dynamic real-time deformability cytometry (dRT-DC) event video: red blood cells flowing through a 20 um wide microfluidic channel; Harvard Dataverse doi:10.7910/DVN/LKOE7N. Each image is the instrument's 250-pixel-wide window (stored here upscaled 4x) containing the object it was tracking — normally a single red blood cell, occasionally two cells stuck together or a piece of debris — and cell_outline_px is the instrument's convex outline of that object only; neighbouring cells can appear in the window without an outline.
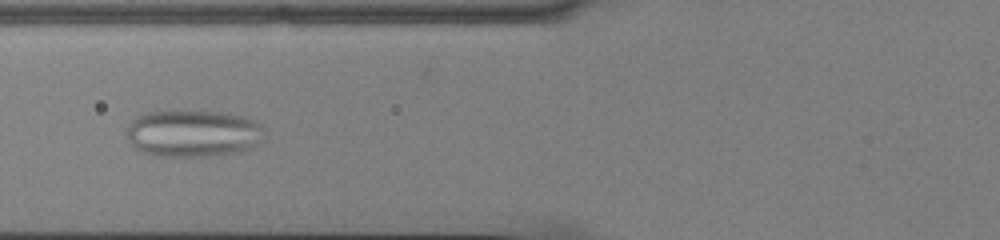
{"species": "common noctule bat (a hibernating species)", "species_latin": "Nyctalus noctula", "temperature_condition": "cold", "stored_images_in_passage": 46, "camera_frame_rate_fps": 3000, "um_per_image_px": 0.085, "animal": {"sex": "male", "body_mass_g": 13.0, "forearm_length_mm": 53.1}, "frame": {"image": 1, "passage_image": 13, "time_ms": 4.0, "image_size_px": [1000, 240], "cell_outline_px": [[264, 140], [260, 144], [252, 148], [212, 156], [152, 156], [136, 148], [128, 140], [124, 132], [128, 124], [140, 112], [220, 112], [244, 116], [260, 124], [264, 128]], "centroid_in_image_um": [16.4, 11.35], "position_along_channel_um": 109.4, "area_um2": 37.97}}
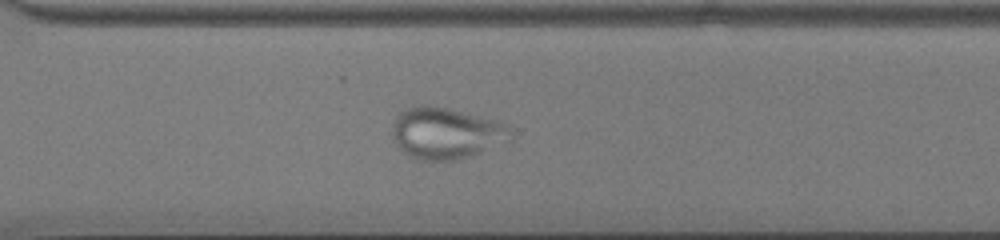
{"frame": {"image": 2, "passage_image": 31, "time_ms": 10.0, "image_size_px": [1000, 240], "cell_outline_px": [[512, 140], [460, 160], [416, 160], [408, 156], [392, 140], [392, 124], [396, 116], [400, 112], [408, 108], [420, 104], [428, 104], [448, 108], [496, 120], [504, 124], [512, 132]], "centroid_in_image_um": [37.88, 11.32], "position_along_channel_um": 332.7, "area_um2": 35.84}}
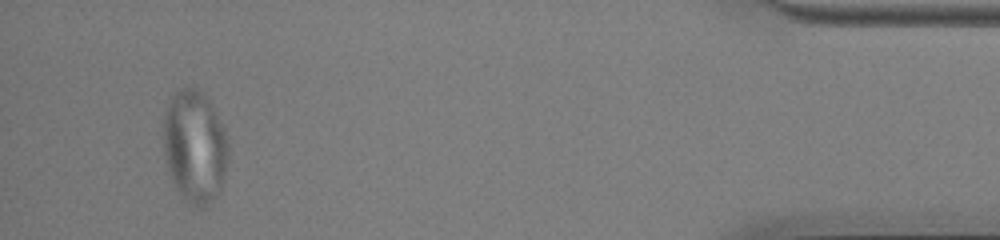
{"frame": {"image": 3, "passage_image": 43, "time_ms": 14.0, "image_size_px": [1000, 240], "cell_outline_px": [[228, 160], [220, 188], [216, 196], [212, 200], [196, 208], [176, 188], [168, 172], [164, 156], [164, 108], [172, 96], [184, 84], [188, 84], [204, 92], [208, 96], [228, 140]], "centroid_in_image_um": [16.54, 12.36], "position_along_channel_um": 418.7, "area_um2": 42.6}}